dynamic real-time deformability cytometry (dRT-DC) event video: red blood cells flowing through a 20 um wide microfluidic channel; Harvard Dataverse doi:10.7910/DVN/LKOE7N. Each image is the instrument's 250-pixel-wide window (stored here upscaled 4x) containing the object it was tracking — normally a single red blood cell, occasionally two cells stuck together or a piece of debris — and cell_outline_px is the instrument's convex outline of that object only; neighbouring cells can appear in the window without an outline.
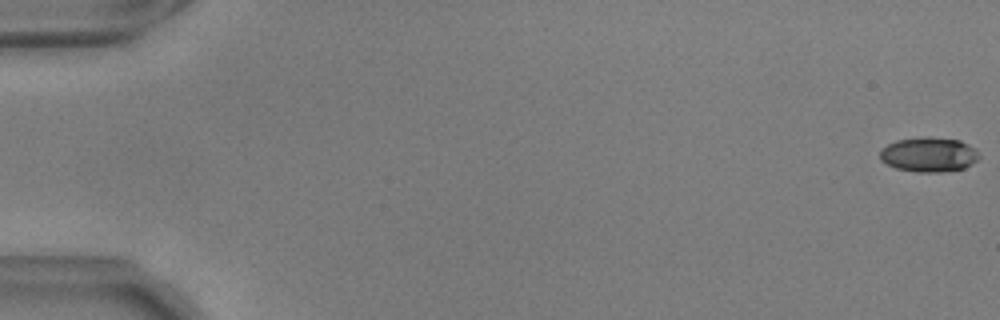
{"species": "common noctule bat (a hibernating species)", "species_latin": "Nyctalus noctula", "temperature_condition": "warm", "stored_images_in_passage": 56, "camera_frame_rate_fps": 3000, "um_per_image_px": 0.085, "animal": {"sex": "male", "body_mass_g": 17.9, "forearm_length_mm": 54.2}, "frame": {"image": 1, "passage_image": 1, "time_ms": 0.0, "image_size_px": [1000, 320], "cell_outline_px": [[980, 156], [972, 164], [964, 168], [944, 172], [916, 172], [896, 168], [880, 160], [880, 152], [888, 144], [896, 140], [928, 136], [960, 140], [976, 148]], "centroid_in_image_um": [78.98, 13.13], "position_along_channel_um": 6.0, "area_um2": 20.11}}
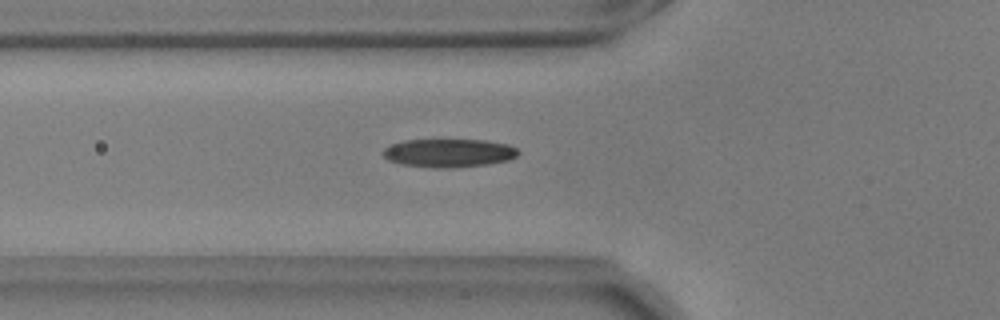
{"frame": {"image": 2, "passage_image": 21, "time_ms": 6.667, "image_size_px": [1000, 320], "cell_outline_px": [[520, 152], [516, 156], [508, 160], [488, 164], [452, 168], [432, 168], [400, 164], [388, 160], [380, 152], [384, 148], [392, 144], [404, 140], [484, 140], [508, 144], [516, 148]], "centroid_in_image_um": [38.12, 13.01], "position_along_channel_um": 87.7, "area_um2": 22.48}}
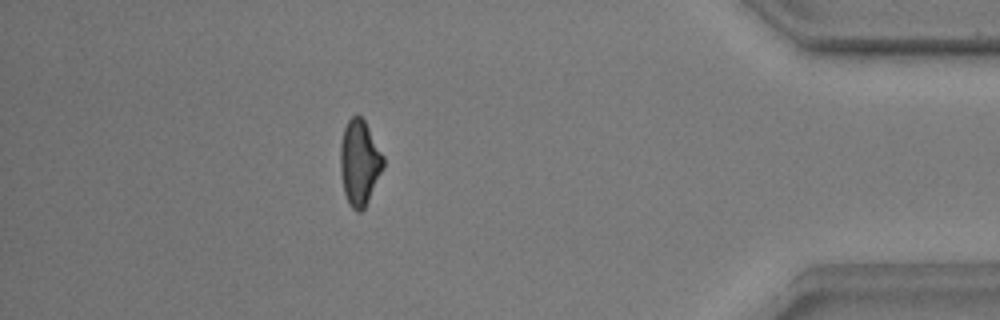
{"frame": {"image": 3, "passage_image": 50, "time_ms": 16.333, "image_size_px": [1000, 320], "cell_outline_px": [[384, 168], [364, 208], [360, 212], [356, 212], [348, 204], [344, 192], [340, 172], [340, 144], [344, 128], [348, 120], [356, 112], [364, 120], [384, 156]], "centroid_in_image_um": [30.55, 13.81], "position_along_channel_um": 404.7, "area_um2": 21.5}, "authors_computed_cell_mechanics": {"area_um2": 21.2993, "velocity_mm_per_s": 3.6871, "shape_relaxation_time_tau1_ms": 4.9152, "shape_relaxation_time_tau2_ms": 5.4947, "deformation_change_tau1": 0.1683, "deformation_change_tau2": 0.1198}}